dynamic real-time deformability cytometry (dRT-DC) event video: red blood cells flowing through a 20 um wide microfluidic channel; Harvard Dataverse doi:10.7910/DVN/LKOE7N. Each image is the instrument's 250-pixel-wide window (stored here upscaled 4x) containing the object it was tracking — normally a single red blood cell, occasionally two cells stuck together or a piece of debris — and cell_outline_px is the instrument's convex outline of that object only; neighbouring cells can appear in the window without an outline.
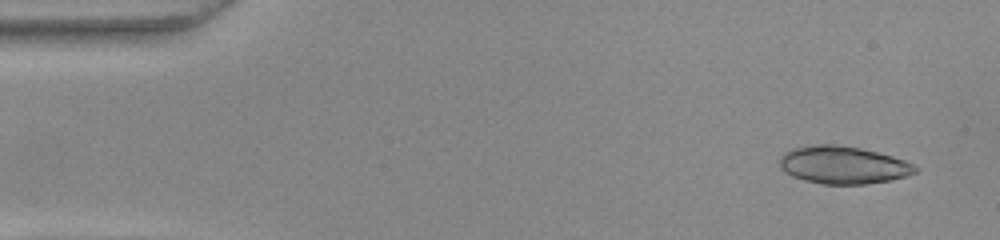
{"species": "common noctule bat (a hibernating species)", "species_latin": "Nyctalus noctula", "temperature_condition": "warm", "stored_images_in_passage": 52, "camera_frame_rate_fps": 3000, "um_per_image_px": 0.085, "animal": {"sex": "female", "body_mass_g": 22.0, "forearm_length_mm": 56.7}, "frame": {"image": 1, "passage_image": 3, "time_ms": 0.667, "image_size_px": [1000, 240], "cell_outline_px": [[920, 168], [916, 172], [908, 176], [892, 180], [868, 184], [824, 184], [804, 180], [792, 176], [784, 172], [780, 168], [780, 156], [784, 152], [792, 148], [816, 144], [836, 144], [860, 148], [892, 156], [916, 164]], "centroid_in_image_um": [71.69, 14.03], "position_along_channel_um": 13.3, "area_um2": 30.06}}